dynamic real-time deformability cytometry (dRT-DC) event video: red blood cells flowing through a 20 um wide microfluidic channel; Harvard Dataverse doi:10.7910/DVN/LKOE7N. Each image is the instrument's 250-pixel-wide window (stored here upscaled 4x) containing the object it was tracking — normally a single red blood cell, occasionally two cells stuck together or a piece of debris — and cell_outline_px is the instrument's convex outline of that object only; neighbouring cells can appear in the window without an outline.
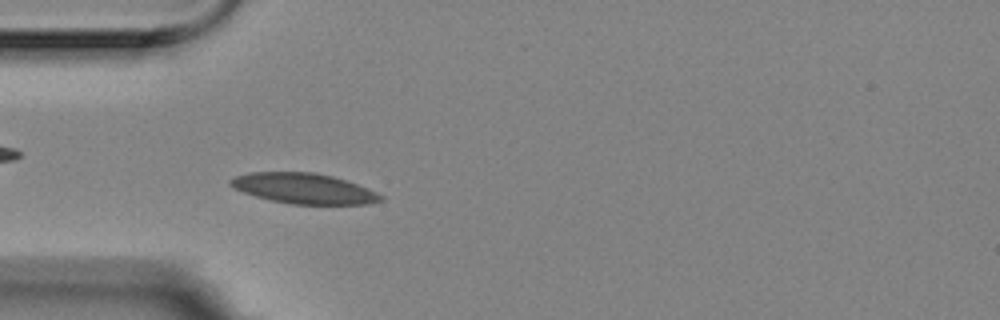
{"species": "Egyptian fruit bat (a non-hibernating species)", "species_latin": "Rousettus aegyptiacus", "temperature_condition": "room temperature", "stored_images_in_passage": 40, "camera_frame_rate_fps": 3000, "um_per_image_px": 0.085, "animal": {"sex": "female"}, "frame": {"image": 1, "passage_image": 5, "time_ms": 1.333, "image_size_px": [1000, 320], "cell_outline_px": [[384, 200], [368, 204], [292, 204], [272, 200], [256, 196], [232, 188], [228, 184], [228, 180], [236, 176], [248, 172], [316, 172], [332, 176], [356, 184], [376, 192], [384, 196]], "centroid_in_image_um": [25.8, 16.01], "position_along_channel_um": 59.2, "area_um2": 26.53}}
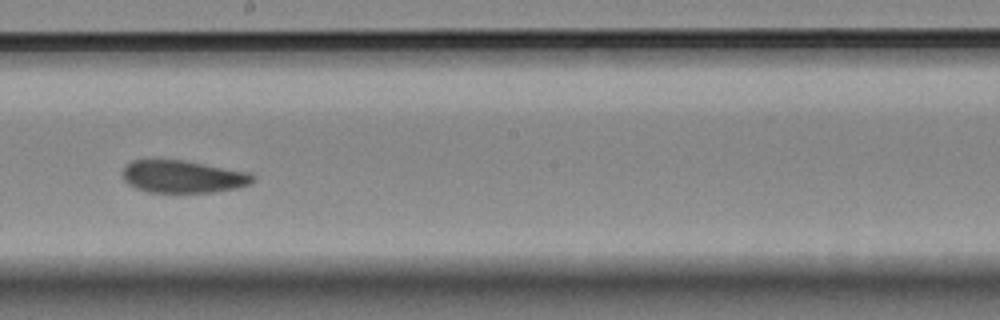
{"frame": {"image": 2, "passage_image": 20, "time_ms": 6.333, "image_size_px": [1000, 320], "cell_outline_px": [[256, 180], [248, 184], [236, 188], [212, 192], [148, 192], [136, 188], [128, 184], [124, 180], [124, 168], [132, 160], [184, 160], [252, 172], [256, 176]], "centroid_in_image_um": [15.61, 15.01], "position_along_channel_um": 232.6, "area_um2": 24.68}}
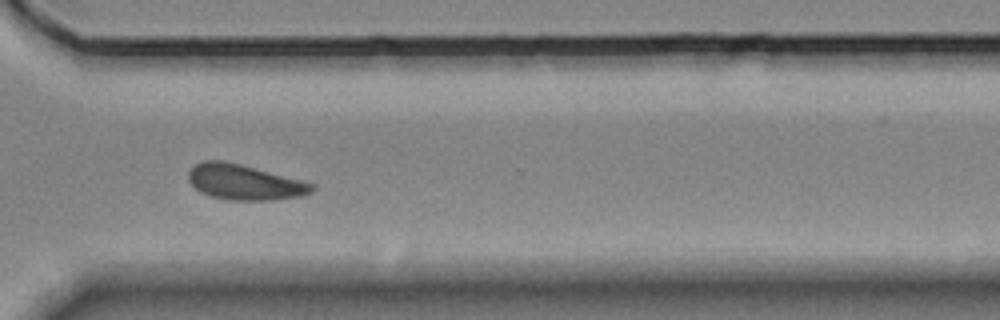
{"frame": {"image": 3, "passage_image": 30, "time_ms": 9.667, "image_size_px": [1000, 320], "cell_outline_px": [[316, 188], [312, 192], [300, 196], [272, 200], [224, 200], [208, 196], [200, 192], [188, 180], [188, 172], [196, 164], [204, 160], [224, 160], [240, 164], [316, 184]], "centroid_in_image_um": [20.77, 15.49], "position_along_channel_um": 349.8, "area_um2": 25.49}, "authors_computed_cell_mechanics": {"area_um2": 25.0274, "velocity_mm_per_s": 3.5137, "shape_relaxation_time_tau1_ms": 9.7633, "shape_relaxation_time_tau2_ms": 2.7314, "deformation_change_tau1": 0.1724, "deformation_change_tau2": 0.0636}}